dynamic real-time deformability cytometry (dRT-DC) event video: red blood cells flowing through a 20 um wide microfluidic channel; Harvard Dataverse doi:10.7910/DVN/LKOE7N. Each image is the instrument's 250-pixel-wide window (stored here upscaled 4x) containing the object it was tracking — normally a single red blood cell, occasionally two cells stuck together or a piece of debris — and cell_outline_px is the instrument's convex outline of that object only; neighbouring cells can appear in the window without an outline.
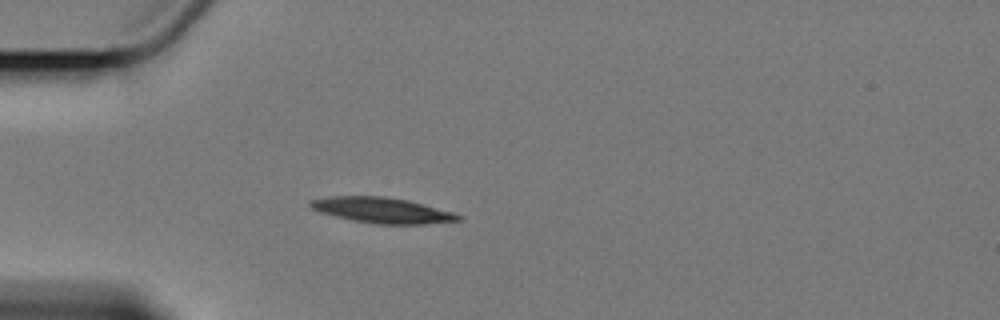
{"species": "Egyptian fruit bat (a non-hibernating species)", "species_latin": "Rousettus aegyptiacus", "temperature_condition": "cold", "stored_images_in_passage": 43, "camera_frame_rate_fps": 3000, "um_per_image_px": 0.085, "animal": {"sex": "female"}, "frame": {"image": 1, "passage_image": 1, "time_ms": 0.0, "image_size_px": [1000, 320], "cell_outline_px": [[460, 220], [424, 224], [376, 224], [352, 220], [320, 212], [312, 208], [308, 204], [312, 200], [328, 196], [384, 196], [408, 200], [452, 212], [460, 216]], "centroid_in_image_um": [32.44, 17.87], "position_along_channel_um": 52.6, "area_um2": 21.73}}
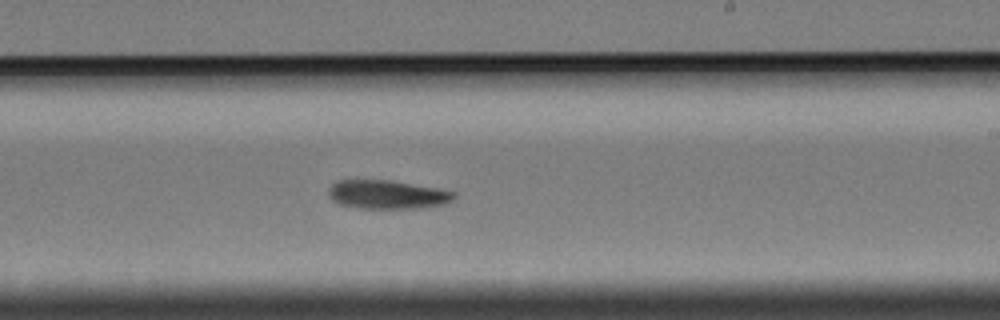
{"frame": {"image": 2, "passage_image": 20, "time_ms": 6.333, "image_size_px": [1000, 320], "cell_outline_px": [[456, 196], [452, 200], [444, 204], [416, 208], [360, 208], [340, 204], [332, 200], [328, 196], [328, 188], [336, 180], [388, 180], [436, 188], [456, 192]], "centroid_in_image_um": [32.88, 16.53], "position_along_channel_um": 256.1, "area_um2": 20.87}}
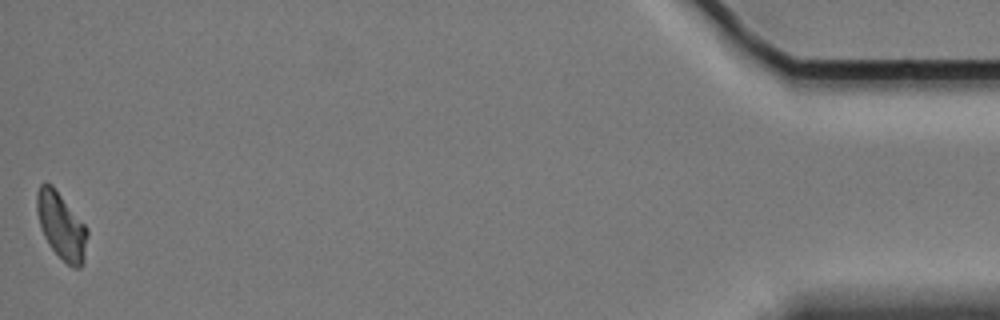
{"frame": {"image": 3, "passage_image": 43, "time_ms": 14.0, "image_size_px": [1000, 320], "cell_outline_px": [[88, 236], [84, 260], [80, 268], [72, 268], [48, 244], [44, 236], [36, 212], [36, 192], [40, 184], [44, 180], [52, 184], [88, 228]], "centroid_in_image_um": [5.21, 19.16], "position_along_channel_um": 430.0, "area_um2": 19.77}, "authors_computed_cell_mechanics": {"area_um2": 21.097, "velocity_mm_per_s": 3.4018, "shape_relaxation_time_tau1_ms": 4.3885, "shape_relaxation_time_tau2_ms": null, "deformation_change_tau1": 0.1151, "deformation_change_tau2": null}}